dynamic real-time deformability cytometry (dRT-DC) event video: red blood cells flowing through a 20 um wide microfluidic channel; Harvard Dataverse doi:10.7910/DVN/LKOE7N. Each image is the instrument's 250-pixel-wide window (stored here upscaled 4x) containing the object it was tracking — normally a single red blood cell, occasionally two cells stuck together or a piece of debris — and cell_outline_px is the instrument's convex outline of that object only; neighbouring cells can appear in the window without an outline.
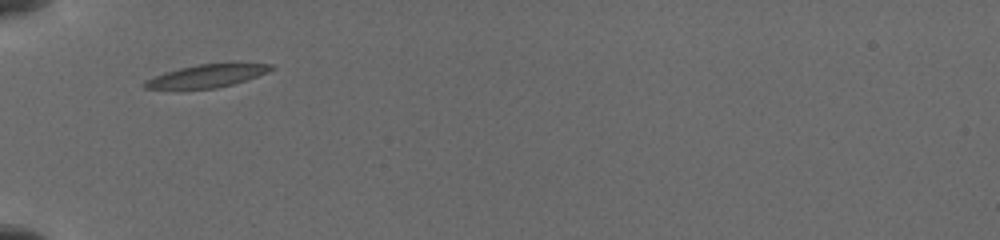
{"species": "common noctule bat (a hibernating species)", "species_latin": "Nyctalus noctula", "temperature_condition": "cold", "stored_images_in_passage": 7, "camera_frame_rate_fps": 3000, "um_per_image_px": 0.085, "animal": {"sex": "female", "body_mass_g": 19.5, "forearm_length_mm": 54.1}, "frame": {"image": 1, "passage_image": 1, "time_ms": 0.0, "image_size_px": [1000, 240], "cell_outline_px": [[272, 68], [268, 72], [232, 84], [216, 88], [144, 88], [144, 84], [148, 80], [164, 72], [180, 68], [200, 64], [232, 60], [236, 60], [272, 64]], "centroid_in_image_um": [17.74, 6.38], "position_along_channel_um": 67.3, "area_um2": 17.05}}
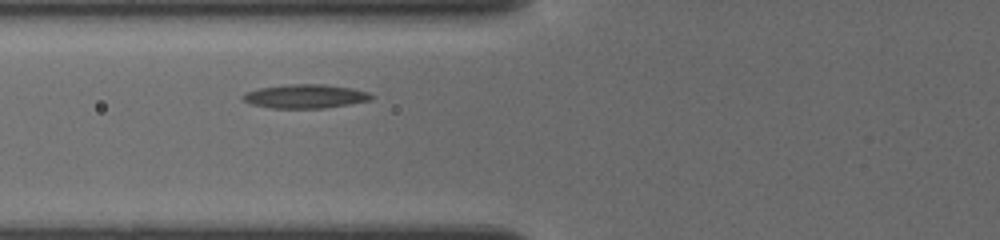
{"frame": {"image": 2, "passage_image": 4, "time_ms": 1.0, "image_size_px": [1000, 240], "cell_outline_px": [[376, 96], [372, 100], [324, 108], [272, 108], [252, 104], [244, 100], [240, 96], [244, 92], [260, 88], [284, 84], [324, 84], [352, 88], [368, 92]], "centroid_in_image_um": [25.96, 8.18], "position_along_channel_um": 99.8, "area_um2": 17.98}}